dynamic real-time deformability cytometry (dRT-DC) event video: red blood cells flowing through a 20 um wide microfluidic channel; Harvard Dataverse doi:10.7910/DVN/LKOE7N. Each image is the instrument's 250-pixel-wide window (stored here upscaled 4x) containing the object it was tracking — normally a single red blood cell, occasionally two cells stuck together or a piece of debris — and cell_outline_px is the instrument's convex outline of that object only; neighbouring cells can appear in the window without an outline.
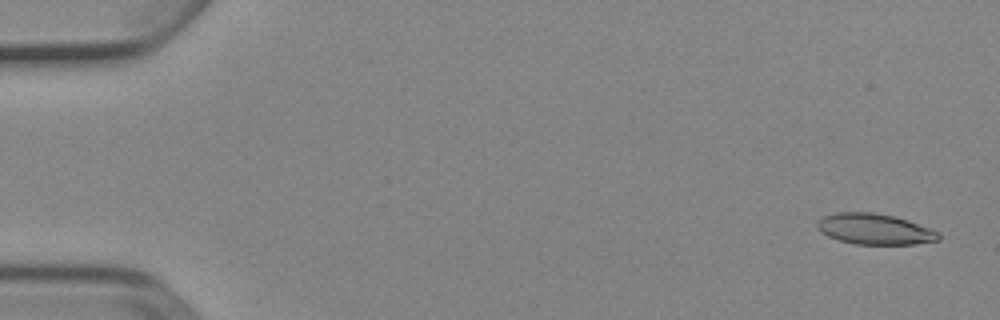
{"species": "Egyptian fruit bat (a non-hibernating species)", "species_latin": "Rousettus aegyptiacus", "temperature_condition": "cold", "stored_images_in_passage": 4, "camera_frame_rate_fps": 3000, "um_per_image_px": 0.085, "animal": {"sex": "female"}, "frame": {"image": 1, "passage_image": 1, "time_ms": 0.0, "image_size_px": [1000, 320], "cell_outline_px": [[940, 240], [912, 244], [856, 244], [840, 240], [828, 236], [820, 232], [816, 228], [816, 224], [824, 216], [836, 212], [872, 212], [892, 216], [908, 220], [940, 232]], "centroid_in_image_um": [74.34, 19.47], "position_along_channel_um": 10.7, "area_um2": 21.68}}